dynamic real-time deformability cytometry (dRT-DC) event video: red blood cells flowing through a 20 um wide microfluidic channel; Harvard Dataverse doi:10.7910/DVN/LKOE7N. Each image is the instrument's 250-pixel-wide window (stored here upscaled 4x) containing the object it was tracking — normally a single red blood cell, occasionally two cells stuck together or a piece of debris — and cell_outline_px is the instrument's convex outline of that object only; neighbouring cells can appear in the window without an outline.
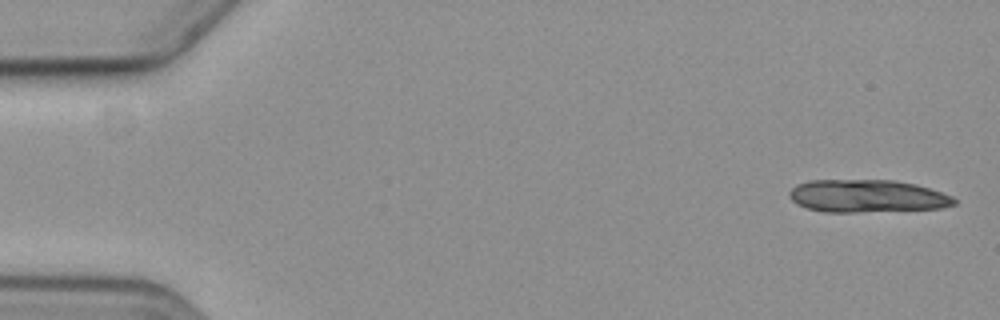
{"species": "common noctule bat (a hibernating species)", "species_latin": "Nyctalus noctula", "temperature_condition": "cold", "stored_images_in_passage": 5, "camera_frame_rate_fps": 3000, "um_per_image_px": 0.085, "animal": {"sex": "female", "body_mass_g": 19.3, "forearm_length_mm": 54.1}, "frame": {"image": 1, "passage_image": 1, "time_ms": 0.0, "image_size_px": [1000, 320], "cell_outline_px": [[956, 204], [940, 208], [856, 212], [824, 212], [808, 208], [796, 204], [788, 196], [788, 192], [796, 184], [808, 180], [896, 180], [916, 184], [952, 196], [956, 200]], "centroid_in_image_um": [73.66, 16.66], "position_along_channel_um": 11.3, "area_um2": 31.44}}